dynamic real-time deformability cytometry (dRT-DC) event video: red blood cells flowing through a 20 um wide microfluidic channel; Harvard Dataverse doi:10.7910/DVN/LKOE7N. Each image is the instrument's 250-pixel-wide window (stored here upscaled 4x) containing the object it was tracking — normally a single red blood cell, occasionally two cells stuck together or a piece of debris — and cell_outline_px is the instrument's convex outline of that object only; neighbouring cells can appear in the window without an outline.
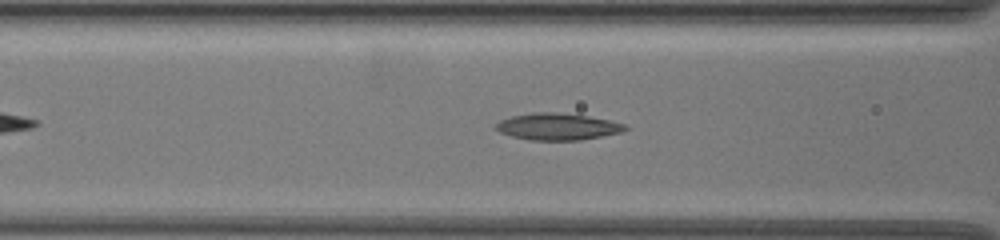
{"species": "common noctule bat (a hibernating species)", "species_latin": "Nyctalus noctula", "temperature_condition": "warm", "stored_images_in_passage": 44, "camera_frame_rate_fps": 3000, "um_per_image_px": 0.085, "animal": {"sex": "female", "body_mass_g": 19.5, "forearm_length_mm": 54.1}, "frame": {"image": 1, "passage_image": 12, "time_ms": 3.667, "image_size_px": [1000, 240], "cell_outline_px": [[628, 128], [620, 132], [580, 140], [528, 140], [512, 136], [500, 132], [496, 128], [496, 124], [500, 120], [512, 116], [536, 112], [556, 112], [588, 116], [608, 120], [624, 124]], "centroid_in_image_um": [47.36, 10.76], "position_along_channel_um": 119.2, "area_um2": 19.88}}
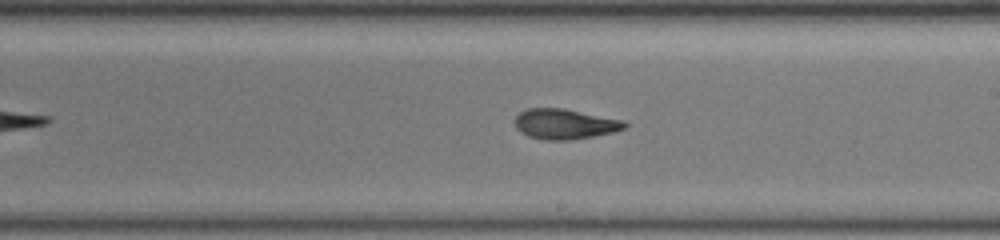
{"frame": {"image": 2, "passage_image": 22, "time_ms": 7.0, "image_size_px": [1000, 240], "cell_outline_px": [[628, 128], [612, 132], [592, 136], [568, 140], [544, 140], [528, 136], [520, 132], [516, 128], [516, 116], [520, 112], [528, 108], [564, 108], [624, 120], [628, 124]], "centroid_in_image_um": [48.02, 10.53], "position_along_channel_um": 241.0, "area_um2": 19.36}}
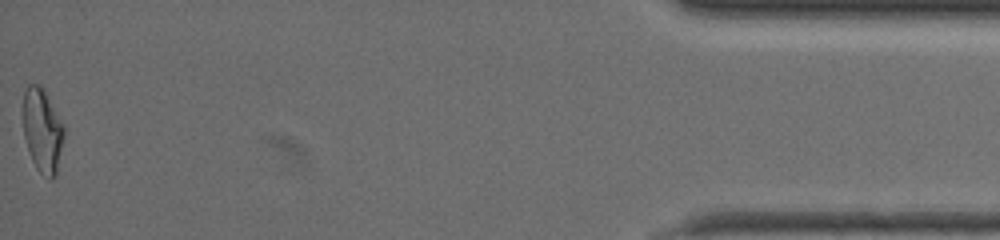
{"frame": {"image": 3, "passage_image": 44, "time_ms": 14.333, "image_size_px": [1000, 240], "cell_outline_px": [[64, 136], [56, 176], [48, 180], [36, 168], [32, 160], [24, 136], [24, 92], [28, 84], [40, 84], [44, 88], [64, 124]], "centroid_in_image_um": [3.63, 11.08], "position_along_channel_um": 431.6, "area_um2": 20.06}, "authors_computed_cell_mechanics": {"area_um2": 19.6809, "velocity_mm_per_s": 3.6537, "shape_relaxation_time_tau1_ms": 5.9582, "shape_relaxation_time_tau2_ms": 2.2868, "deformation_change_tau1": 0.21, "deformation_change_tau2": 0.0915}}